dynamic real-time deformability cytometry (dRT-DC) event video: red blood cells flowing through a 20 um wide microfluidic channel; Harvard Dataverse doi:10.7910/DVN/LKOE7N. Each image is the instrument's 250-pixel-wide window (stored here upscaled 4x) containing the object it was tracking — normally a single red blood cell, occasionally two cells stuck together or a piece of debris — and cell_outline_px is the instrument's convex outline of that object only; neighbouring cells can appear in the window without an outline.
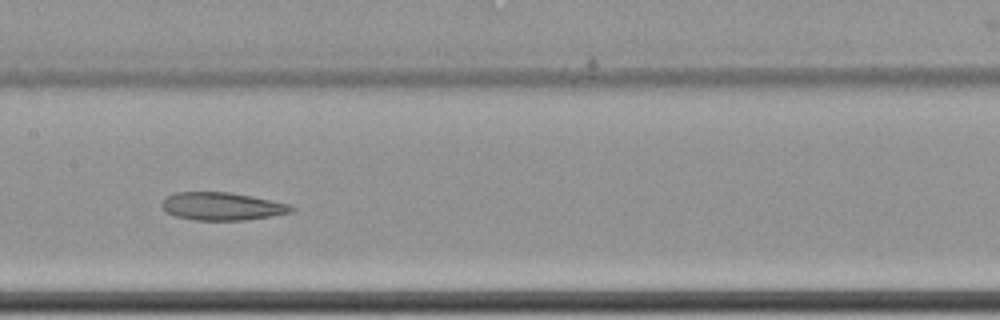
{"species": "common noctule bat (a hibernating species)", "species_latin": "Nyctalus noctula", "temperature_condition": "cold", "stored_images_in_passage": 10, "camera_frame_rate_fps": 3000, "um_per_image_px": 0.085, "animal": {"sex": "female", "body_mass_g": 22.7, "forearm_length_mm": 54.2}, "frame": {"image": 1, "passage_image": 9, "time_ms": 2.667, "image_size_px": [1000, 320], "cell_outline_px": [[296, 208], [292, 212], [244, 220], [192, 220], [176, 216], [164, 212], [160, 208], [160, 204], [164, 196], [176, 192], [228, 192], [252, 196], [288, 204]], "centroid_in_image_um": [18.77, 17.53], "position_along_channel_um": 188.6, "area_um2": 21.15}}
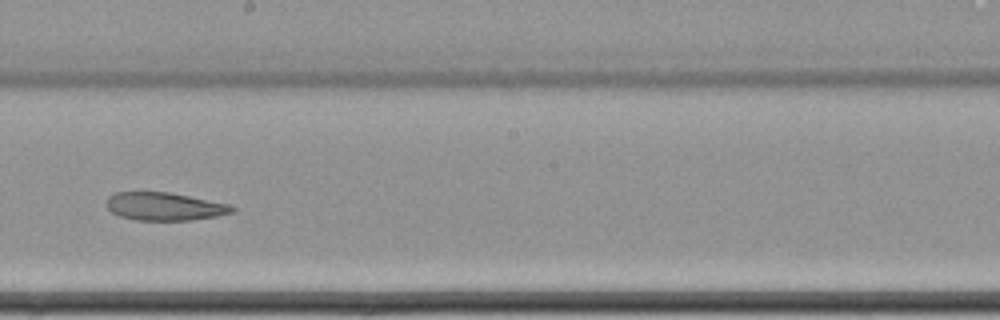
{"frame": {"image": 2, "passage_image": 10, "time_ms": 3.0, "image_size_px": [1000, 320], "cell_outline_px": [[236, 212], [216, 216], [192, 220], [136, 220], [120, 216], [112, 212], [108, 208], [108, 196], [116, 192], [168, 192], [228, 204], [236, 208]], "centroid_in_image_um": [14.0, 17.55], "position_along_channel_um": 234.2, "area_um2": 20.29}}